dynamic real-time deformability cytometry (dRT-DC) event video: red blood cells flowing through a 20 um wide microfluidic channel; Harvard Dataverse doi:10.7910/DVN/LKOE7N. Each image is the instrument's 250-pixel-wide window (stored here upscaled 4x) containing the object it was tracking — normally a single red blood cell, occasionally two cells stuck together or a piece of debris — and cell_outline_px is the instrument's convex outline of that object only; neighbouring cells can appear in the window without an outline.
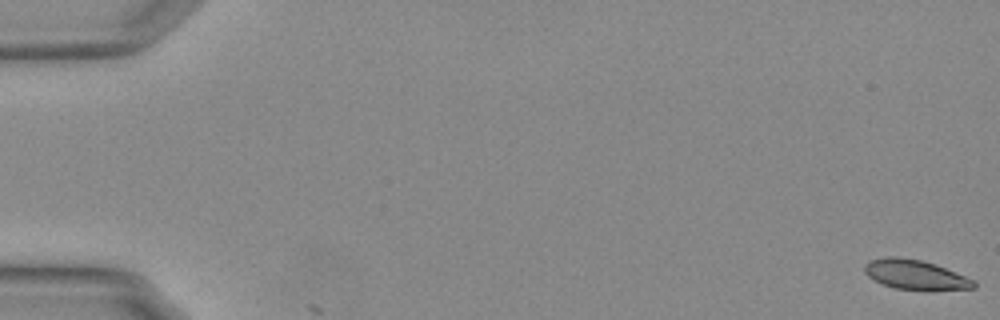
{"species": "Egyptian fruit bat (a non-hibernating species)", "species_latin": "Rousettus aegyptiacus", "temperature_condition": "warm", "stored_images_in_passage": 2, "camera_frame_rate_fps": 3000, "um_per_image_px": 0.085, "animal": {"sex": "female"}, "frame": {"image": 1, "passage_image": 1, "time_ms": 0.0, "image_size_px": [1000, 320], "cell_outline_px": [[976, 288], [896, 288], [884, 284], [868, 276], [864, 272], [864, 264], [872, 260], [888, 256], [892, 256], [920, 260], [936, 264], [976, 280]], "centroid_in_image_um": [77.79, 23.31], "position_along_channel_um": 7.2, "area_um2": 18.09}}